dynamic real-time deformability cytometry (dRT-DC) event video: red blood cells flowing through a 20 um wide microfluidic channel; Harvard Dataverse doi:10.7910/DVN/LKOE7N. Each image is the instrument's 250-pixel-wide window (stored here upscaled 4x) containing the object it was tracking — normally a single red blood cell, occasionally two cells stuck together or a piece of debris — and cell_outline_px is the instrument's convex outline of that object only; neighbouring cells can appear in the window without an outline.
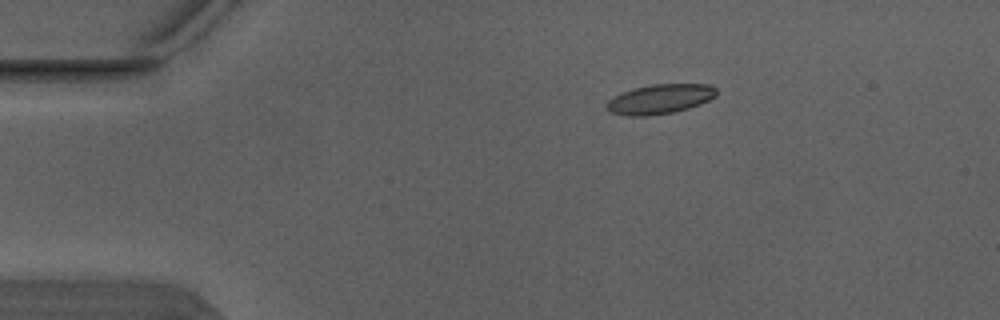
{"species": "Egyptian fruit bat (a non-hibernating species)", "species_latin": "Rousettus aegyptiacus", "temperature_condition": "warm", "stored_images_in_passage": 5, "camera_frame_rate_fps": 3000, "um_per_image_px": 0.085, "animal": {"sex": "male"}, "frame": {"image": 1, "passage_image": 2, "time_ms": 0.333, "image_size_px": [1000, 320], "cell_outline_px": [[716, 96], [700, 104], [688, 108], [672, 112], [648, 116], [628, 116], [608, 112], [604, 108], [604, 104], [608, 100], [620, 92], [632, 88], [652, 84], [708, 84], [716, 88]], "centroid_in_image_um": [56.02, 8.42], "position_along_channel_um": 29.0, "area_um2": 19.19}}
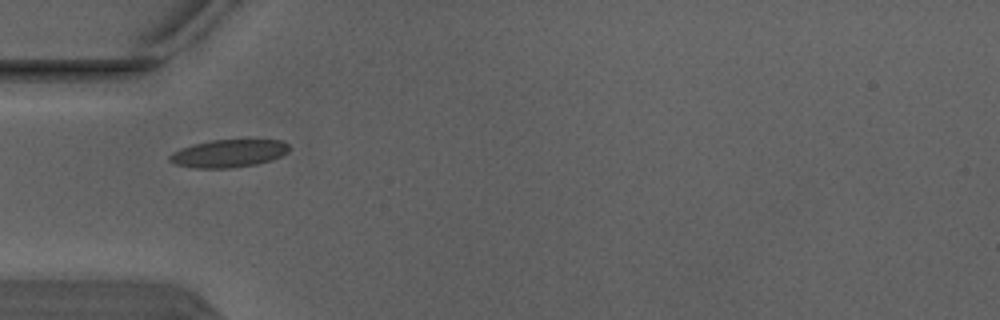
{"frame": {"image": 2, "passage_image": 4, "time_ms": 1.0, "image_size_px": [1000, 320], "cell_outline_px": [[288, 152], [280, 156], [256, 164], [232, 168], [192, 168], [176, 164], [168, 160], [168, 156], [172, 152], [180, 148], [192, 144], [212, 140], [284, 140], [288, 144]], "centroid_in_image_um": [19.38, 13.04], "position_along_channel_um": 65.6, "area_um2": 19.31}}
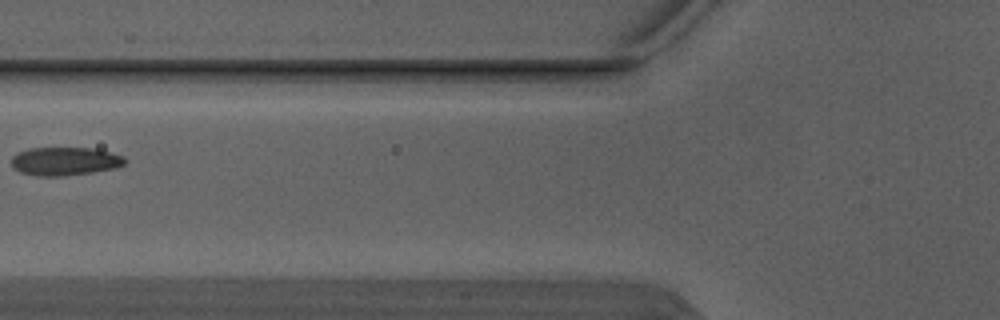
{"frame": {"image": 3, "passage_image": 5, "time_ms": 1.333, "image_size_px": [1000, 320], "cell_outline_px": [[128, 160], [124, 164], [116, 168], [92, 172], [64, 176], [36, 176], [20, 172], [12, 168], [12, 156], [16, 152], [28, 148], [92, 148], [112, 152], [124, 156]], "centroid_in_image_um": [5.51, 13.7], "position_along_channel_um": 120.3, "area_um2": 19.02}}